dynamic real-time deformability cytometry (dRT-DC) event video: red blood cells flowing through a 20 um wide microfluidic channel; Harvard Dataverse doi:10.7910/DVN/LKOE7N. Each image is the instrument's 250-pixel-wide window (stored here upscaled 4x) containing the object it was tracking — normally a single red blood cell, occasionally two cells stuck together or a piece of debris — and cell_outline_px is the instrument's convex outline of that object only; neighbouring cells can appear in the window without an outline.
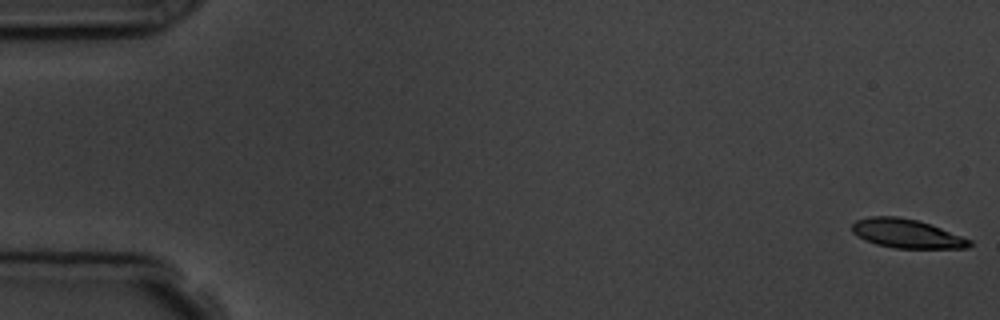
{"species": "common noctule bat (a hibernating species)", "species_latin": "Nyctalus noctula", "temperature_condition": "room temperature", "stored_images_in_passage": 4, "camera_frame_rate_fps": 3000, "um_per_image_px": 0.085, "animal": {"sex": "male", "body_mass_g": 19.5, "forearm_length_mm": 54.6}, "frame": {"image": 1, "passage_image": 1, "time_ms": 0.0, "image_size_px": [1000, 320], "cell_outline_px": [[972, 244], [968, 248], [896, 248], [876, 244], [864, 240], [856, 236], [852, 232], [852, 224], [856, 220], [872, 216], [896, 216], [916, 220], [940, 228], [972, 240]], "centroid_in_image_um": [77.04, 19.86], "position_along_channel_um": 8.0, "area_um2": 19.65}}